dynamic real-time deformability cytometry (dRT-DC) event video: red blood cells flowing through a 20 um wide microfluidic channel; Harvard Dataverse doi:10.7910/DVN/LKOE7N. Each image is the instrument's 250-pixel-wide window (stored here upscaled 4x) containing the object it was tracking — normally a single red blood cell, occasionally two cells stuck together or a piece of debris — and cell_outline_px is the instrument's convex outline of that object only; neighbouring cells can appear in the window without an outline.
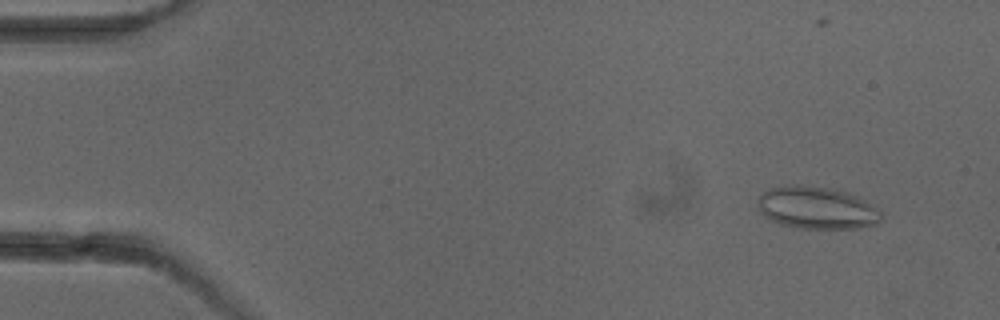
{"species": "common noctule bat (a hibernating species)", "species_latin": "Nyctalus noctula", "temperature_condition": "cold", "stored_images_in_passage": 7, "camera_frame_rate_fps": 3000, "um_per_image_px": 0.085, "animal": {"sex": "female"}, "frame": {"image": 1, "passage_image": 2, "time_ms": 1.333, "image_size_px": [1000, 320], "cell_outline_px": [[880, 220], [876, 224], [860, 228], [796, 228], [780, 224], [768, 220], [760, 212], [756, 204], [760, 196], [768, 188], [800, 184], [848, 192], [864, 200], [876, 208], [880, 212]], "centroid_in_image_um": [69.37, 17.68], "position_along_channel_um": 15.6, "area_um2": 30.35}}